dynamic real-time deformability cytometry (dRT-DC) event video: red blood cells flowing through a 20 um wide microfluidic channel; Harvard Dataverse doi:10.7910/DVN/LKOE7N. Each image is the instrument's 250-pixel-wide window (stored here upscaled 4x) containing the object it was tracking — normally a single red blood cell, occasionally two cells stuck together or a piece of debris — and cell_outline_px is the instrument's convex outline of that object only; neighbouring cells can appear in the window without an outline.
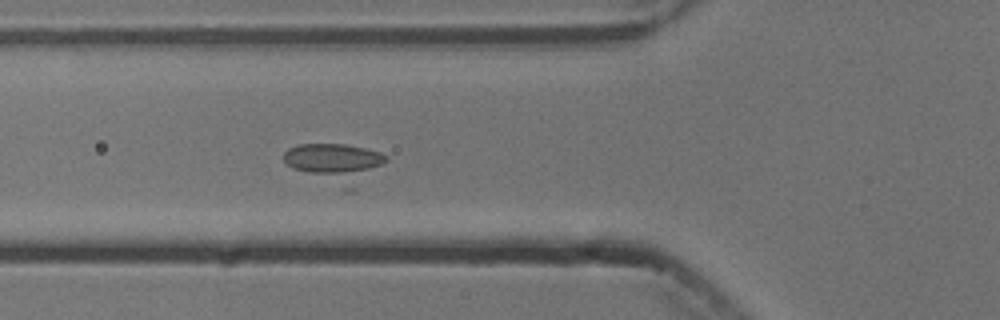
{"species": "common noctule bat (a hibernating species)", "species_latin": "Nyctalus noctula", "temperature_condition": "cold", "stored_images_in_passage": 3, "camera_frame_rate_fps": 3000, "um_per_image_px": 0.085, "animal": {"sex": "male", "body_mass_g": 13.3}, "frame": {"image": 1, "passage_image": 3, "time_ms": 2.333, "image_size_px": [1000, 320], "cell_outline_px": [[388, 160], [384, 164], [352, 192], [344, 192], [292, 168], [284, 160], [284, 152], [288, 148], [300, 144], [344, 144], [364, 148], [380, 152], [388, 156]], "centroid_in_image_um": [28.53, 13.91], "position_along_channel_um": 97.3, "area_um2": 23.93}}